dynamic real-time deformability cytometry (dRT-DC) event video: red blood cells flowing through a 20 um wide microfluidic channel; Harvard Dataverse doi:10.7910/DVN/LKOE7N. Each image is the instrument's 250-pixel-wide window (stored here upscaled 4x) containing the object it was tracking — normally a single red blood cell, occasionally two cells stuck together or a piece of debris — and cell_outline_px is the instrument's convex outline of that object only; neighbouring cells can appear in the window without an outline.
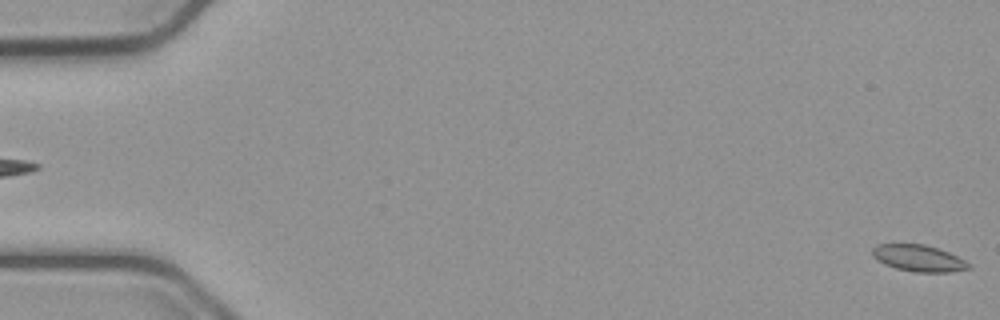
{"species": "common noctule bat (a hibernating species)", "species_latin": "Nyctalus noctula", "temperature_condition": "cold", "stored_images_in_passage": 12, "camera_frame_rate_fps": 3000, "um_per_image_px": 0.085, "animal": {"sex": "male", "body_mass_g": 23.1, "forearm_length_mm": 52.7}, "frame": {"image": 1, "passage_image": 1, "time_ms": 0.0, "image_size_px": [1000, 320], "cell_outline_px": [[972, 268], [952, 272], [916, 272], [896, 268], [884, 264], [876, 260], [872, 256], [872, 248], [876, 244], [924, 244], [948, 252], [972, 264]], "centroid_in_image_um": [78.07, 21.95], "position_along_channel_um": 6.9, "area_um2": 14.97}}